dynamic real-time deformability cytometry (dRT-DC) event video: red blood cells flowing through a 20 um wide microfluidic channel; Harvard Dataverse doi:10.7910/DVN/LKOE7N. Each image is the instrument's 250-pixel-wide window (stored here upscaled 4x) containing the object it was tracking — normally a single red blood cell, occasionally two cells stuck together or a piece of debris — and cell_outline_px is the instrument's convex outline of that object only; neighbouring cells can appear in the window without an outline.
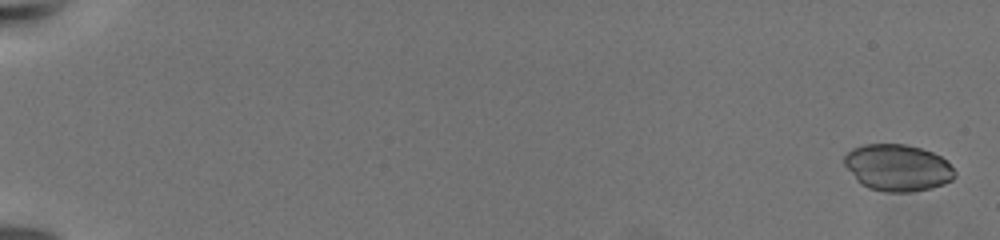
{"species": "common noctule bat (a hibernating species)", "species_latin": "Nyctalus noctula", "temperature_condition": "warm", "stored_images_in_passage": 17, "camera_frame_rate_fps": 3000, "um_per_image_px": 0.085, "animal": {"sex": "female", "body_mass_g": 19.5, "forearm_length_mm": 54.1}, "frame": {"image": 1, "passage_image": 1, "time_ms": 0.0, "image_size_px": [1000, 240], "cell_outline_px": [[956, 176], [952, 180], [944, 184], [928, 188], [908, 192], [884, 192], [868, 188], [860, 184], [856, 180], [844, 164], [844, 156], [852, 148], [864, 144], [904, 144], [920, 148], [932, 152], [940, 156], [956, 172]], "centroid_in_image_um": [76.27, 14.25], "position_along_channel_um": 8.7, "area_um2": 30.0}}